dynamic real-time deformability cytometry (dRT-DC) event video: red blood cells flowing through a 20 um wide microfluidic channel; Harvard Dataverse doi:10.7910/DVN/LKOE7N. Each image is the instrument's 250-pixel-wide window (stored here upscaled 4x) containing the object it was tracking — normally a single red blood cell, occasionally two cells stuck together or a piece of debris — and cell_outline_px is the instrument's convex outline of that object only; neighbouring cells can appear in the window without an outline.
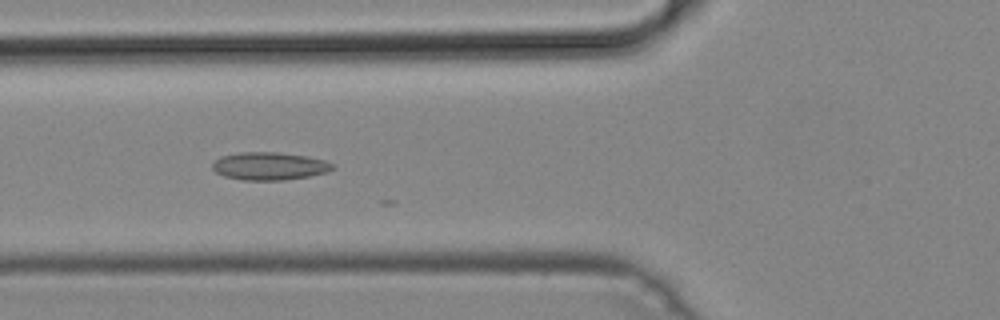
{"species": "common noctule bat (a hibernating species)", "species_latin": "Nyctalus noctula", "temperature_condition": "cold", "stored_images_in_passage": 24, "camera_frame_rate_fps": 3000, "um_per_image_px": 0.085, "animal": {"sex": "male", "body_mass_g": 19.2, "forearm_length_mm": 51.8}, "frame": {"image": 1, "passage_image": 19, "time_ms": 6.0, "image_size_px": [1000, 320], "cell_outline_px": [[336, 168], [328, 172], [308, 176], [284, 180], [244, 180], [224, 176], [216, 172], [212, 168], [212, 164], [220, 156], [240, 152], [280, 152], [308, 156], [324, 160], [332, 164]], "centroid_in_image_um": [22.91, 14.11], "position_along_channel_um": 102.9, "area_um2": 19.54}}
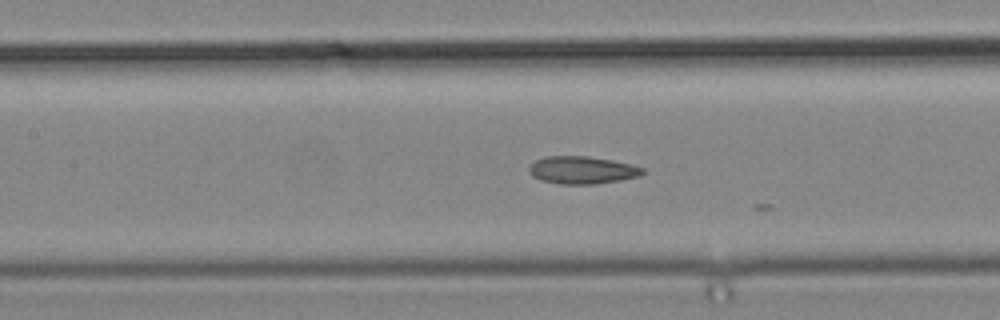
{"frame": {"image": 2, "passage_image": 23, "time_ms": 7.333, "image_size_px": [1000, 320], "cell_outline_px": [[644, 172], [640, 176], [620, 180], [596, 184], [560, 184], [540, 180], [532, 176], [528, 172], [528, 168], [536, 160], [544, 156], [588, 156], [612, 160], [632, 164], [644, 168]], "centroid_in_image_um": [49.48, 14.45], "position_along_channel_um": 157.9, "area_um2": 18.38}}